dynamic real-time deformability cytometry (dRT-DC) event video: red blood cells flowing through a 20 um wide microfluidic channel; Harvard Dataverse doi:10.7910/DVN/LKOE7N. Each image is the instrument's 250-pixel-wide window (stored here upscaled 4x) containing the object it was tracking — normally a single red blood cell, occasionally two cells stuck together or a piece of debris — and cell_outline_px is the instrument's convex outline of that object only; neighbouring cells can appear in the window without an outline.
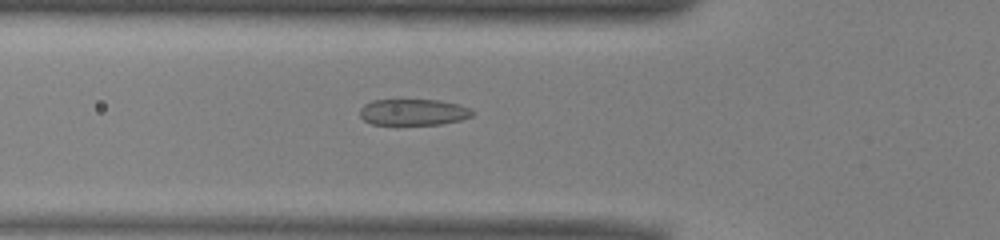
{"species": "common noctule bat (a hibernating species)", "species_latin": "Nyctalus noctula", "temperature_condition": "warm", "stored_images_in_passage": 52, "camera_frame_rate_fps": 3000, "um_per_image_px": 0.085, "animal": {"sex": "male", "body_mass_g": 13.0, "forearm_length_mm": 53.1}, "frame": {"image": 1, "passage_image": 18, "time_ms": 5.667, "image_size_px": [1000, 240], "cell_outline_px": [[472, 116], [460, 120], [440, 124], [372, 124], [364, 120], [360, 116], [360, 108], [364, 104], [372, 100], [440, 100], [456, 104], [468, 108], [472, 112]], "centroid_in_image_um": [35.09, 9.53], "position_along_channel_um": 90.7, "area_um2": 16.99}}
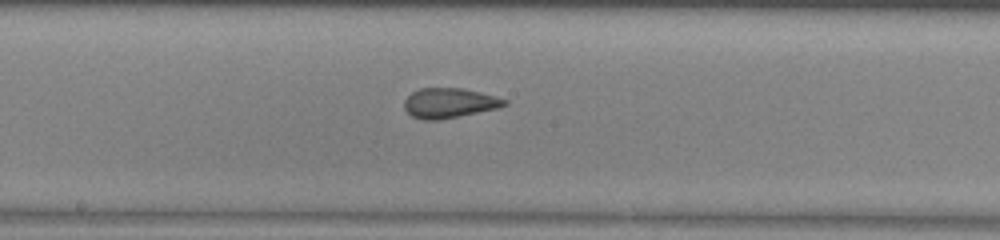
{"frame": {"image": 2, "passage_image": 27, "time_ms": 8.667, "image_size_px": [1000, 240], "cell_outline_px": [[508, 104], [500, 108], [436, 120], [424, 120], [412, 116], [404, 108], [404, 100], [412, 92], [420, 88], [464, 88], [480, 92], [508, 100]], "centroid_in_image_um": [38.2, 8.75], "position_along_channel_um": 210.0, "area_um2": 17.4}}
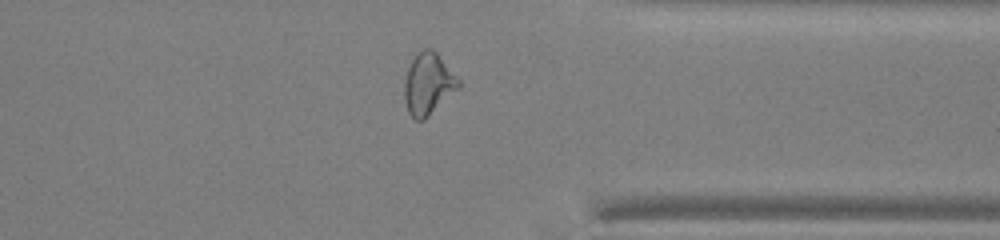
{"frame": {"image": 3, "passage_image": 40, "time_ms": 13.0, "image_size_px": [1000, 240], "cell_outline_px": [[460, 84], [424, 120], [416, 120], [408, 112], [404, 100], [404, 84], [408, 68], [412, 60], [424, 48], [432, 48], [436, 52], [460, 80]], "centroid_in_image_um": [36.36, 7.12], "position_along_channel_um": 375.0, "area_um2": 18.84}, "authors_computed_cell_mechanics": {"area_um2": 19.4497, "velocity_mm_per_s": 3.9673, "shape_relaxation_time_tau1_ms": null, "shape_relaxation_time_tau2_ms": 1.4766, "deformation_change_tau1": null, "deformation_change_tau2": 0.0639}}